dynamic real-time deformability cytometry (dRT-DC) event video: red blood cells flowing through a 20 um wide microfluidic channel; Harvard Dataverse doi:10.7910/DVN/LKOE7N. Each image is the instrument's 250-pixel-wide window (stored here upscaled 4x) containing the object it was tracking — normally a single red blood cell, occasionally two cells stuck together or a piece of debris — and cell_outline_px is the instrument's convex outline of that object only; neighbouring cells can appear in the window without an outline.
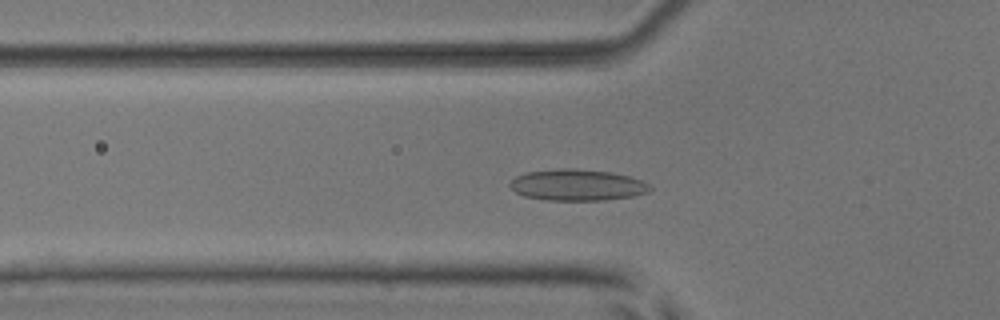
{"species": "common noctule bat (a hibernating species)", "species_latin": "Nyctalus noctula", "temperature_condition": "room temperature", "stored_images_in_passage": 51, "camera_frame_rate_fps": 3000, "um_per_image_px": 0.085, "animal": {"sex": "male", "body_mass_g": 17.9, "forearm_length_mm": 54.2}, "frame": {"image": 1, "passage_image": 16, "time_ms": 5.0, "image_size_px": [1000, 320], "cell_outline_px": [[652, 188], [648, 192], [632, 196], [604, 200], [548, 200], [524, 196], [516, 192], [508, 184], [516, 176], [528, 172], [560, 168], [572, 168], [608, 172], [628, 176], [644, 180]], "centroid_in_image_um": [49.07, 15.72], "position_along_channel_um": 76.7, "area_um2": 25.37}}
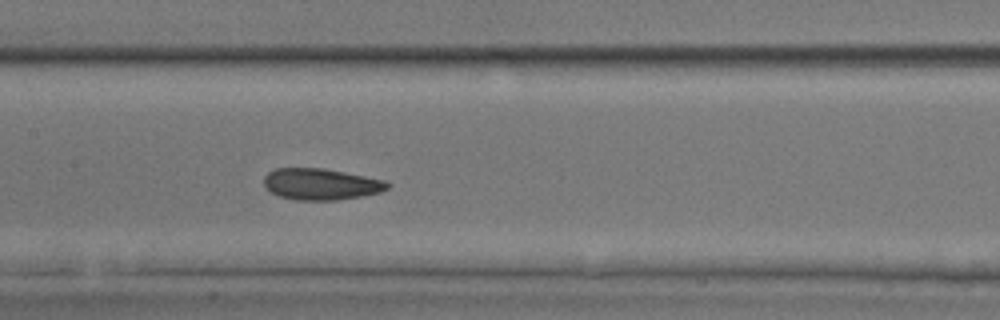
{"frame": {"image": 2, "passage_image": 24, "time_ms": 7.667, "image_size_px": [1000, 320], "cell_outline_px": [[392, 184], [388, 188], [380, 192], [360, 196], [336, 200], [296, 200], [280, 196], [272, 192], [264, 184], [264, 176], [268, 172], [276, 168], [324, 168], [384, 180]], "centroid_in_image_um": [27.28, 15.65], "position_along_channel_um": 180.1, "area_um2": 22.43}}
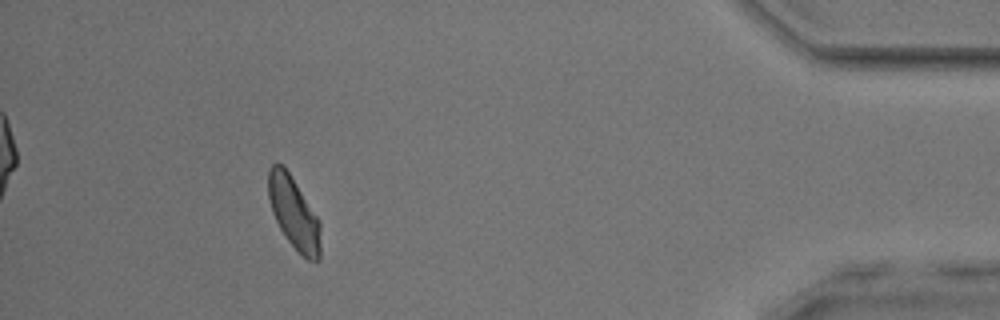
{"frame": {"image": 3, "passage_image": 46, "time_ms": 15.0, "image_size_px": [1000, 320], "cell_outline_px": [[320, 260], [308, 260], [288, 240], [280, 228], [272, 212], [268, 196], [268, 168], [276, 160], [284, 164], [320, 220]], "centroid_in_image_um": [24.96, 18.02], "position_along_channel_um": 410.2, "area_um2": 22.02}, "authors_computed_cell_mechanics": {"area_um2": 22.9466, "velocity_mm_per_s": 3.8771, "shape_relaxation_time_tau1_ms": 4.9646, "shape_relaxation_time_tau2_ms": 1.7482, "deformation_change_tau1": 0.0946, "deformation_change_tau2": 0.075}}